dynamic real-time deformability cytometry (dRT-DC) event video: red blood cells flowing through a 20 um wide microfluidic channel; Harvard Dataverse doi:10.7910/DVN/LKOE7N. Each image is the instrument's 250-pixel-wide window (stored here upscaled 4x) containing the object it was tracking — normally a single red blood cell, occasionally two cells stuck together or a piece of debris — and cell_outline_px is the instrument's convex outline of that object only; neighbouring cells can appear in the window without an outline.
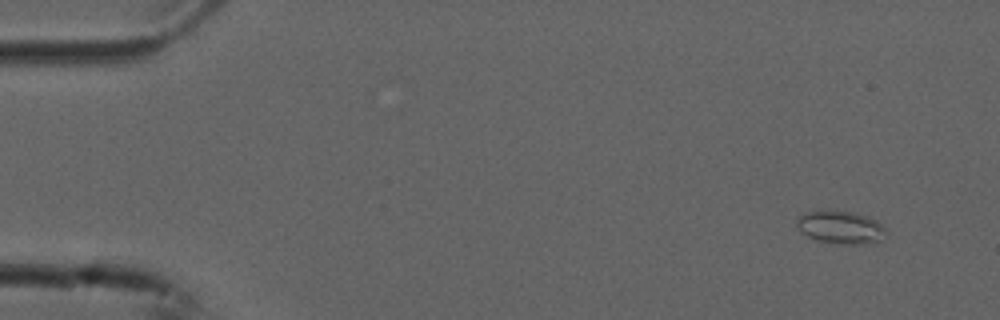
{"species": "common noctule bat (a hibernating species)", "species_latin": "Nyctalus noctula", "temperature_condition": "cold", "stored_images_in_passage": 7, "camera_frame_rate_fps": 3000, "um_per_image_px": 0.085, "animal": {"sex": "male", "forearm_length_mm": 52.5}, "frame": {"image": 1, "passage_image": 1, "time_ms": 0.0, "image_size_px": [1000, 320], "cell_outline_px": [[884, 232], [880, 240], [876, 244], [840, 244], [820, 240], [808, 236], [800, 232], [796, 224], [796, 220], [804, 212], [828, 208], [852, 212], [868, 216], [876, 220], [884, 228]], "centroid_in_image_um": [71.41, 19.29], "position_along_channel_um": 13.6, "area_um2": 17.4}}
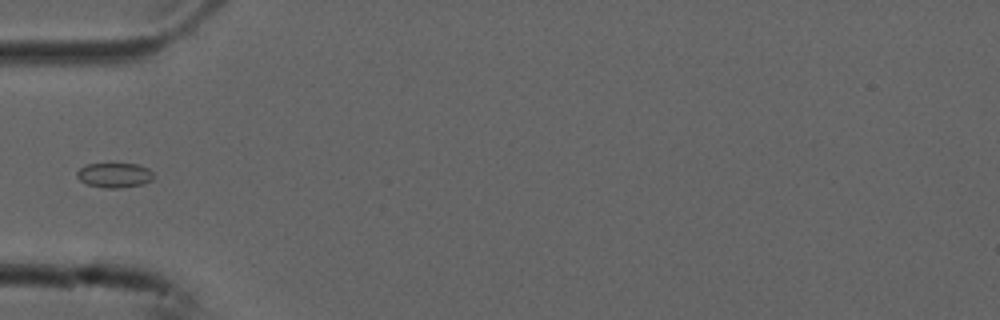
{"frame": {"image": 2, "passage_image": 5, "time_ms": 1.333, "image_size_px": [1000, 320], "cell_outline_px": [[156, 176], [152, 180], [144, 184], [120, 188], [104, 188], [88, 184], [80, 180], [76, 176], [76, 172], [80, 168], [88, 164], [112, 160], [136, 164], [148, 168]], "centroid_in_image_um": [9.75, 14.83], "position_along_channel_um": 75.3, "area_um2": 11.79}}
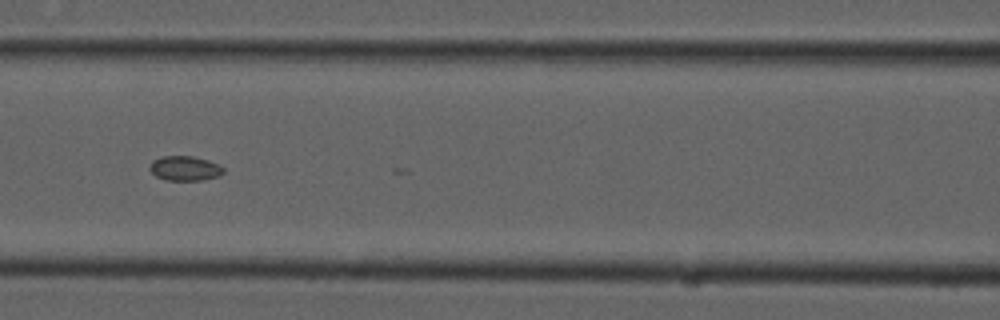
{"frame": {"image": 3, "passage_image": 7, "time_ms": 2.0, "image_size_px": [1000, 320], "cell_outline_px": [[224, 172], [220, 176], [200, 180], [164, 180], [156, 176], [148, 168], [152, 160], [164, 156], [192, 156], [208, 160], [224, 168]], "centroid_in_image_um": [15.7, 14.31], "position_along_channel_um": 150.9, "area_um2": 10.58}}